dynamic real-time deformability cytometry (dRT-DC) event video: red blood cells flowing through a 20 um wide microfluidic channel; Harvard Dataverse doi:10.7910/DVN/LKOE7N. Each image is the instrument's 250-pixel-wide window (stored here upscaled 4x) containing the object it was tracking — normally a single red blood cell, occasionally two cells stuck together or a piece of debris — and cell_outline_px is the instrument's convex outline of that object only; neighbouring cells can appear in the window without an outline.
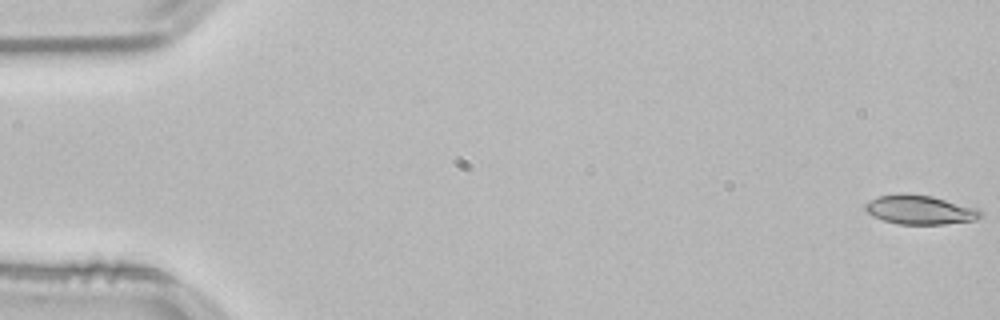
{"species": "common noctule bat (a hibernating species)", "species_latin": "Nyctalus noctula", "temperature_condition": "room temperature", "stored_images_in_passage": 15, "camera_frame_rate_fps": 3000, "um_per_image_px": 0.085, "animal": {"sex": "male", "body_mass_g": 21.5, "forearm_length_mm": 52.0}, "frame": {"image": 1, "passage_image": 1, "time_ms": 0.0, "image_size_px": [1000, 320], "cell_outline_px": [[984, 216], [976, 220], [944, 224], [900, 224], [884, 220], [872, 216], [864, 208], [864, 204], [868, 200], [880, 196], [900, 192], [904, 192], [932, 196], [980, 208], [984, 212]], "centroid_in_image_um": [78.24, 17.81], "position_along_channel_um": 6.8, "area_um2": 20.0}}